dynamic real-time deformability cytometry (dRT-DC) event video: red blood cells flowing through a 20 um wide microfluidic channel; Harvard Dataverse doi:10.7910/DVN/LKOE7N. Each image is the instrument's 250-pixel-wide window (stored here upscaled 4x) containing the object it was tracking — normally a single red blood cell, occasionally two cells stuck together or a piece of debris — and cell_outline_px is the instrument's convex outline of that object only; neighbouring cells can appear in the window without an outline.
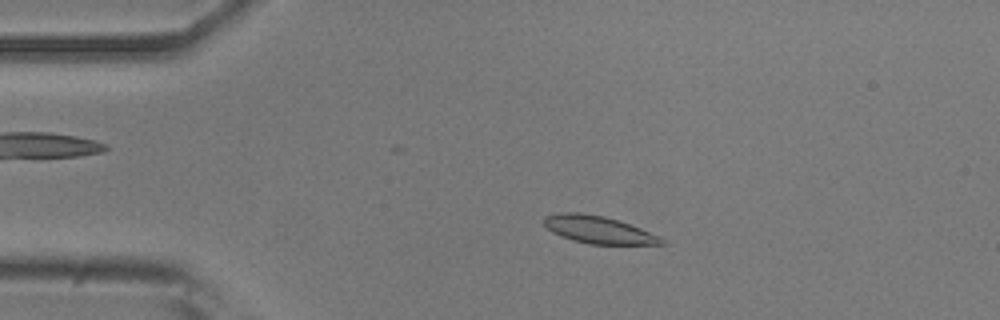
{"species": "common noctule bat (a hibernating species)", "species_latin": "Nyctalus noctula", "temperature_condition": "room temperature", "stored_images_in_passage": 53, "camera_frame_rate_fps": 3000, "um_per_image_px": 0.085, "animal": {"sex": "male", "body_mass_g": 20.5, "forearm_length_mm": 52.5}, "frame": {"image": 1, "passage_image": 10, "time_ms": 3.0, "image_size_px": [1000, 320], "cell_outline_px": [[668, 244], [588, 244], [572, 240], [560, 236], [552, 232], [544, 224], [544, 216], [560, 212], [580, 212], [604, 216], [640, 228], [660, 236]], "centroid_in_image_um": [50.84, 19.52], "position_along_channel_um": 34.2, "area_um2": 18.73}}
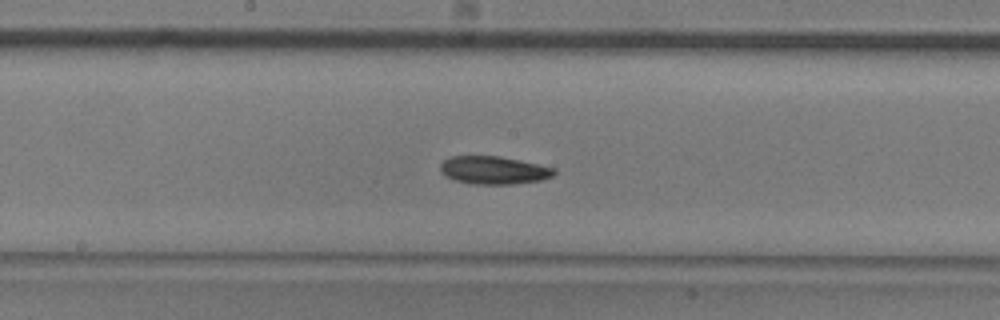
{"frame": {"image": 2, "passage_image": 27, "time_ms": 8.667, "image_size_px": [1000, 320], "cell_outline_px": [[556, 172], [552, 176], [540, 180], [512, 184], [472, 184], [456, 180], [444, 176], [440, 172], [440, 164], [444, 160], [452, 156], [500, 156], [520, 160], [556, 168]], "centroid_in_image_um": [41.95, 14.46], "position_along_channel_um": 206.3, "area_um2": 18.55}}
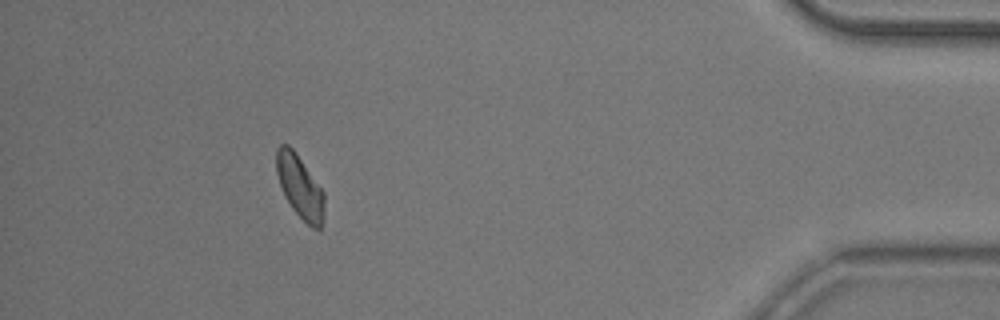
{"frame": {"image": 3, "passage_image": 48, "time_ms": 15.667, "image_size_px": [1000, 320], "cell_outline_px": [[324, 216], [320, 228], [312, 228], [292, 208], [284, 196], [276, 172], [276, 148], [280, 144], [288, 144], [292, 148], [324, 192]], "centroid_in_image_um": [25.48, 15.86], "position_along_channel_um": 409.7, "area_um2": 17.34}, "authors_computed_cell_mechanics": {"area_um2": 18.3804, "velocity_mm_per_s": 3.7305, "shape_relaxation_time_tau1_ms": 2.8526, "shape_relaxation_time_tau2_ms": 8.3316, "deformation_change_tau1": 0.0993, "deformation_change_tau2": 0.1194}}